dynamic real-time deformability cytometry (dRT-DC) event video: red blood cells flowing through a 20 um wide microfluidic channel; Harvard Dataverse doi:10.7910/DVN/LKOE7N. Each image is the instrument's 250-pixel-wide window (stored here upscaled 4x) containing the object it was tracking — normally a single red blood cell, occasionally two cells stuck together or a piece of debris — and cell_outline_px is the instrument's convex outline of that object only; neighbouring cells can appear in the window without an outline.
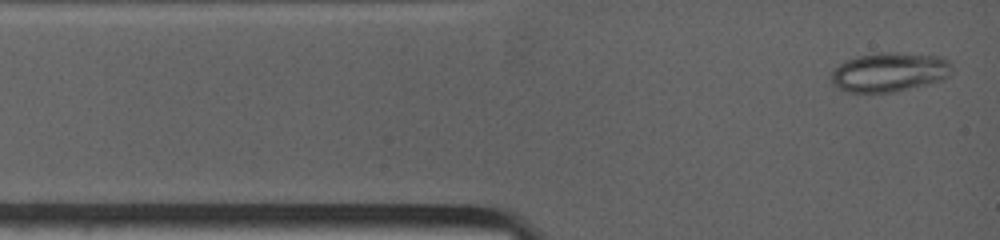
{"species": "common noctule bat (a hibernating species)", "species_latin": "Nyctalus noctula", "temperature_condition": "warm", "stored_images_in_passage": 6, "camera_frame_rate_fps": 4500, "um_per_image_px": 0.085, "animal": {"sex": "female", "body_mass_g": 19.0, "forearm_length_mm": 53.3}, "frame": {"image": 1, "passage_image": 1, "time_ms": 0.0, "image_size_px": [1000, 240], "cell_outline_px": [[948, 76], [944, 80], [928, 84], [892, 92], [848, 92], [832, 88], [832, 72], [844, 60], [856, 56], [880, 52], [896, 52], [944, 56], [948, 60]], "centroid_in_image_um": [75.55, 6.12], "position_along_channel_um": 9.5, "area_um2": 27.74}}